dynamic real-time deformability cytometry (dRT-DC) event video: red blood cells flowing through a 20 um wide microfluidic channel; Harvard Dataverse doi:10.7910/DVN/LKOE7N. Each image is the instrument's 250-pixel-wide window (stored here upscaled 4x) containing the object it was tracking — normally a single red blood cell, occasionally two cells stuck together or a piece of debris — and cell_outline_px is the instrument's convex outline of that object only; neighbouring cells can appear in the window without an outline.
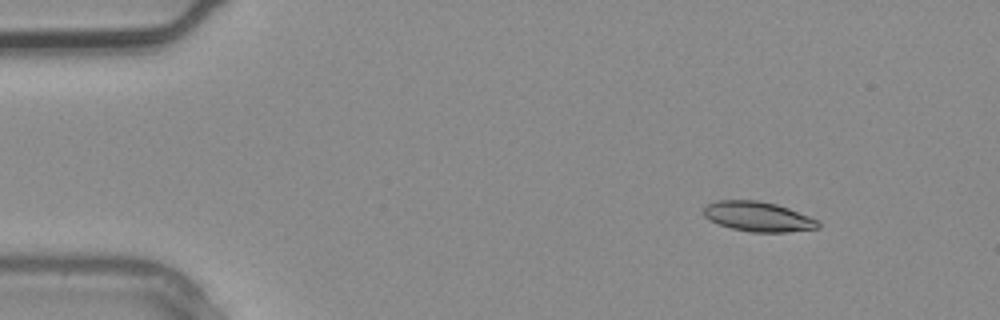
{"species": "common noctule bat (a hibernating species)", "species_latin": "Nyctalus noctula", "temperature_condition": "warm", "stored_images_in_passage": 4, "camera_frame_rate_fps": 3000, "um_per_image_px": 0.085, "animal": {"sex": "male", "body_mass_g": 20.4}, "frame": {"image": 1, "passage_image": 2, "time_ms": 0.333, "image_size_px": [1000, 320], "cell_outline_px": [[820, 228], [788, 232], [752, 232], [732, 228], [708, 220], [704, 216], [704, 208], [708, 204], [716, 200], [760, 200], [776, 204], [788, 208], [820, 220]], "centroid_in_image_um": [64.46, 18.41], "position_along_channel_um": 20.5, "area_um2": 20.0}}